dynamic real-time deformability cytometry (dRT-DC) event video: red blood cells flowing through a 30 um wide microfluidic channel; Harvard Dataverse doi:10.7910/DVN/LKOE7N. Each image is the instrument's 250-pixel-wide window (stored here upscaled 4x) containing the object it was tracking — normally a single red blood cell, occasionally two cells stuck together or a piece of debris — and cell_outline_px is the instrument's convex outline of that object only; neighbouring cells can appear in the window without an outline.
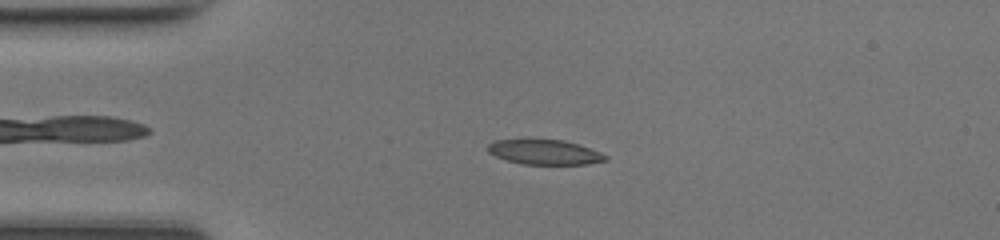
{"species": "common noctule bat (a hibernating species)", "species_latin": "Nyctalus noctula", "temperature_condition": "room temperature", "stored_images_in_passage": 48, "camera_frame_rate_fps": 3000, "um_per_image_px": 0.085, "animal": {"sex": "female", "body_mass_g": 17.0, "forearm_length_mm": 48.0}, "frame": {"image": 1, "passage_image": 11, "time_ms": 3.333, "image_size_px": [1000, 240], "cell_outline_px": [[608, 160], [588, 164], [520, 164], [496, 156], [488, 152], [488, 144], [496, 140], [524, 136], [564, 140], [600, 152], [608, 156]], "centroid_in_image_um": [46.23, 12.88], "position_along_channel_um": 38.8, "area_um2": 17.74}}
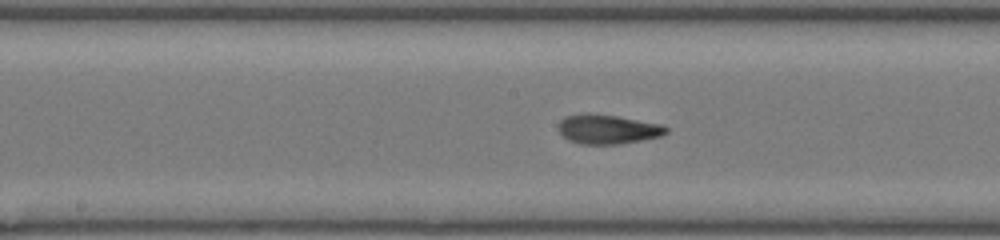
{"frame": {"image": 2, "passage_image": 24, "time_ms": 7.667, "image_size_px": [1000, 240], "cell_outline_px": [[668, 132], [660, 136], [620, 144], [580, 144], [568, 140], [560, 132], [560, 120], [564, 116], [584, 112], [588, 112], [616, 116], [664, 124], [668, 128]], "centroid_in_image_um": [51.66, 10.97], "position_along_channel_um": 196.5, "area_um2": 18.55}}
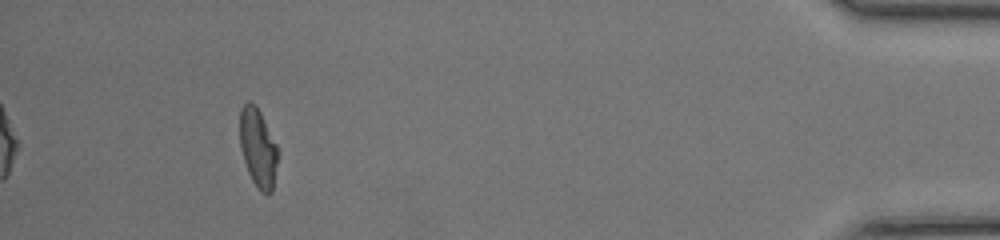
{"frame": {"image": 3, "passage_image": 44, "time_ms": 14.333, "image_size_px": [1000, 240], "cell_outline_px": [[276, 164], [272, 192], [268, 196], [260, 192], [252, 180], [248, 172], [240, 148], [240, 108], [248, 100], [256, 104], [276, 144]], "centroid_in_image_um": [21.9, 12.56], "position_along_channel_um": 413.3, "area_um2": 17.22}, "authors_computed_cell_mechanics": {"area_um2": 17.8024, "velocity_mm_per_s": 4.318, "shape_relaxation_time_tau1_ms": 5.0007, "shape_relaxation_time_tau2_ms": 1.1508, "deformation_change_tau1": 0.203, "deformation_change_tau2": 0.0816}}